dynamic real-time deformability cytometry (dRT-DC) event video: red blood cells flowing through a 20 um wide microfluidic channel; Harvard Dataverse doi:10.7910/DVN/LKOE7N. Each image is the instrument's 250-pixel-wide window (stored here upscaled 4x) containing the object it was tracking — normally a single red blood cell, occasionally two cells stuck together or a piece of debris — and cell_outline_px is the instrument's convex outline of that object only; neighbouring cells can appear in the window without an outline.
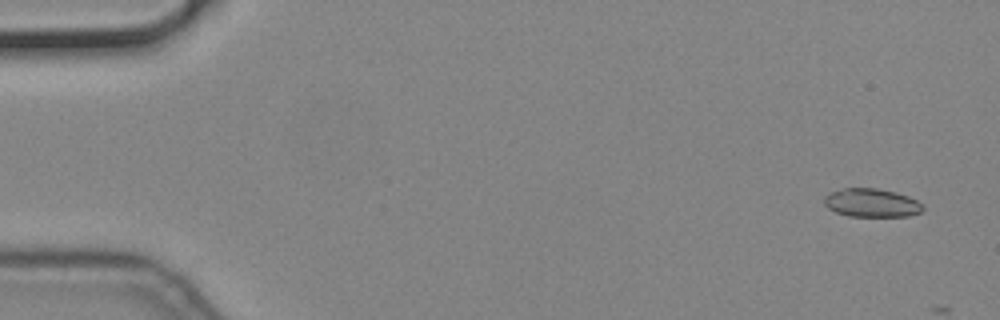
{"species": "common noctule bat (a hibernating species)", "species_latin": "Nyctalus noctula", "temperature_condition": "cold", "stored_images_in_passage": 2, "camera_frame_rate_fps": 3000, "um_per_image_px": 0.085, "animal": {"sex": "male", "body_mass_g": 19.2, "forearm_length_mm": 51.8}, "frame": {"image": 1, "passage_image": 1, "time_ms": 0.0, "image_size_px": [1000, 320], "cell_outline_px": [[924, 208], [920, 212], [908, 216], [848, 216], [836, 212], [828, 208], [824, 204], [824, 196], [832, 192], [844, 188], [876, 188], [896, 192], [908, 196], [924, 204]], "centroid_in_image_um": [74.1, 17.24], "position_along_channel_um": 10.9, "area_um2": 16.36}}